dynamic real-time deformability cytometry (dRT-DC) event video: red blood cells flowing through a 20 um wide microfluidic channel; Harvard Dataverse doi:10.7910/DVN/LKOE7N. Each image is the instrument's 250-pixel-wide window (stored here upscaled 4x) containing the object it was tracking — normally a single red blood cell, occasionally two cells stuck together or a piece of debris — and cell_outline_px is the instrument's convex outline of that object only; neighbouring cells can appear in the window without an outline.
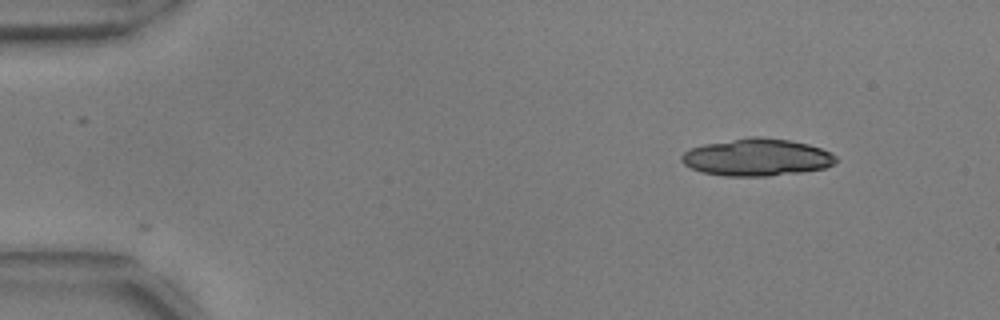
{"species": "common noctule bat (a hibernating species)", "species_latin": "Nyctalus noctula", "temperature_condition": "warm", "stored_images_in_passage": 31, "camera_frame_rate_fps": 3000, "um_per_image_px": 0.085, "animal": {"sex": "male", "body_mass_g": 17.9, "forearm_length_mm": 54.2}, "frame": {"image": 1, "passage_image": 1, "time_ms": 0.0, "image_size_px": [1000, 320], "cell_outline_px": [[836, 160], [832, 164], [824, 168], [800, 172], [768, 176], [724, 176], [700, 172], [684, 164], [680, 160], [680, 156], [688, 148], [704, 144], [748, 136], [760, 136], [792, 140], [808, 144], [820, 148], [836, 156]], "centroid_in_image_um": [64.27, 13.36], "position_along_channel_um": 20.7, "area_um2": 33.7}}